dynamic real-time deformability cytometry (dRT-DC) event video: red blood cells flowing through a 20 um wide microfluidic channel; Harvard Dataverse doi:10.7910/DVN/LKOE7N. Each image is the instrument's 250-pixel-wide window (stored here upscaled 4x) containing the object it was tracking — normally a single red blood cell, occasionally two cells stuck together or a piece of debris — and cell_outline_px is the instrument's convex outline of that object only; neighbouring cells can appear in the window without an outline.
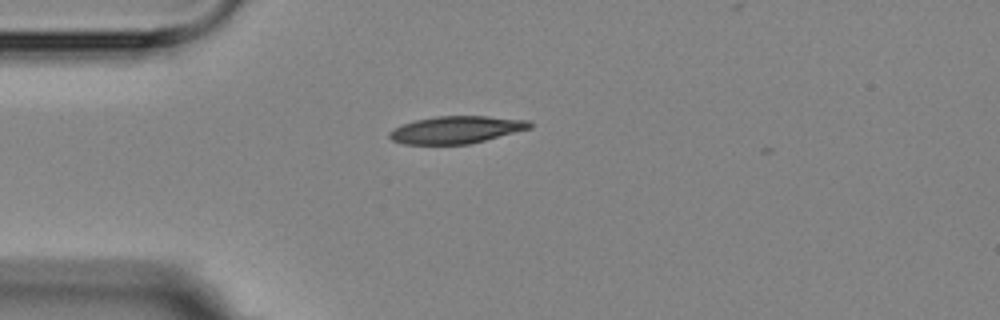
{"species": "Egyptian fruit bat (a non-hibernating species)", "species_latin": "Rousettus aegyptiacus", "temperature_condition": "room temperature", "stored_images_in_passage": 5, "camera_frame_rate_fps": 3000, "um_per_image_px": 0.085, "animal": {"sex": "female"}, "frame": {"image": 1, "passage_image": 5, "time_ms": 6.333, "image_size_px": [1000, 320], "cell_outline_px": [[532, 128], [468, 144], [404, 144], [392, 140], [388, 136], [388, 132], [400, 124], [416, 120], [436, 116], [488, 116], [528, 120], [532, 124]], "centroid_in_image_um": [38.75, 11.02], "position_along_channel_um": 46.2, "area_um2": 22.31}}